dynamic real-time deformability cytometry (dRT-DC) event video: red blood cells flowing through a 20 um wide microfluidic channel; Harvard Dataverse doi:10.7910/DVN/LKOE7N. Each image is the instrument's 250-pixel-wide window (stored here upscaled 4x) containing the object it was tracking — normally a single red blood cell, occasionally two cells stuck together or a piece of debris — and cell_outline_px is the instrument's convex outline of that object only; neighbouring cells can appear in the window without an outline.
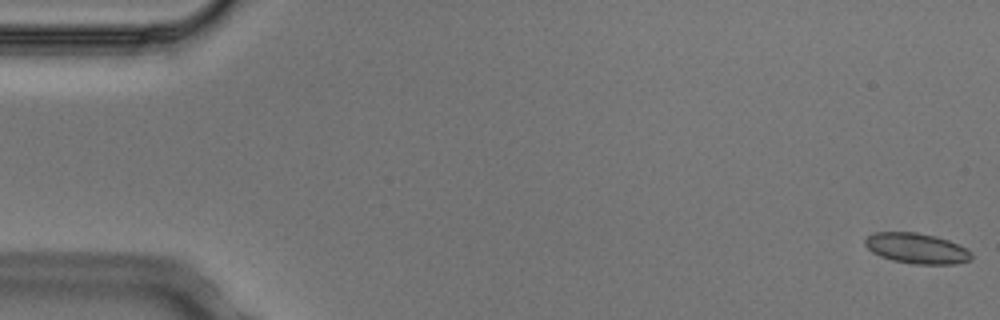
{"species": "Egyptian fruit bat (a non-hibernating species)", "species_latin": "Rousettus aegyptiacus", "temperature_condition": "cold", "stored_images_in_passage": 6, "camera_frame_rate_fps": 3000, "um_per_image_px": 0.085, "animal": {"sex": "male"}, "frame": {"image": 1, "passage_image": 1, "time_ms": 0.0, "image_size_px": [1000, 320], "cell_outline_px": [[972, 260], [956, 264], [912, 264], [892, 260], [880, 256], [872, 252], [864, 244], [864, 240], [868, 236], [876, 232], [916, 232], [936, 236], [948, 240], [972, 252]], "centroid_in_image_um": [77.92, 21.12], "position_along_channel_um": 7.1, "area_um2": 18.9}}